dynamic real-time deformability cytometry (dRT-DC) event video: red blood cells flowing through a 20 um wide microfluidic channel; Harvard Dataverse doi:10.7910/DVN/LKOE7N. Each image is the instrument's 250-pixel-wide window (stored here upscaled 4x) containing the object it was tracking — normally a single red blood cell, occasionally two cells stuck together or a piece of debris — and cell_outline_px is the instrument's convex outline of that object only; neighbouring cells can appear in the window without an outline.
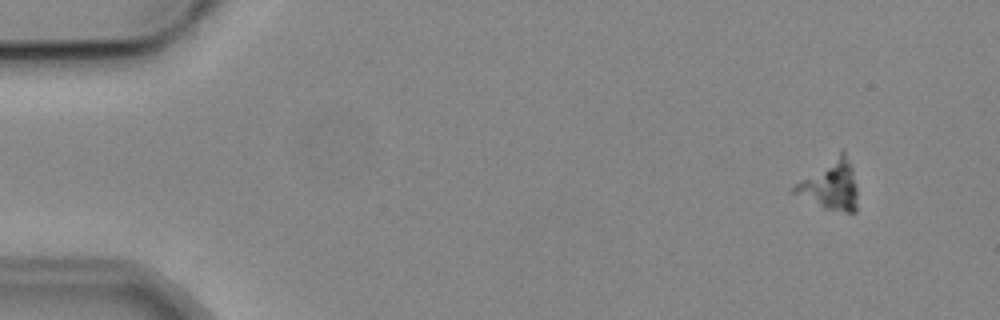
{"species": "common noctule bat (a hibernating species)", "species_latin": "Nyctalus noctula", "temperature_condition": "cold", "stored_images_in_passage": 9, "camera_frame_rate_fps": 3000, "um_per_image_px": 0.085, "animal": {"sex": "male", "body_mass_g": 19.2, "forearm_length_mm": 51.8}, "frame": {"image": 1, "passage_image": 1, "time_ms": 0.0, "image_size_px": [1000, 320], "cell_outline_px": [[856, 212], [848, 212], [824, 208], [792, 192], [792, 188], [796, 184], [840, 148], [844, 152], [852, 168], [856, 188]], "centroid_in_image_um": [70.59, 15.69], "position_along_channel_um": 14.4, "area_um2": 18.03}}
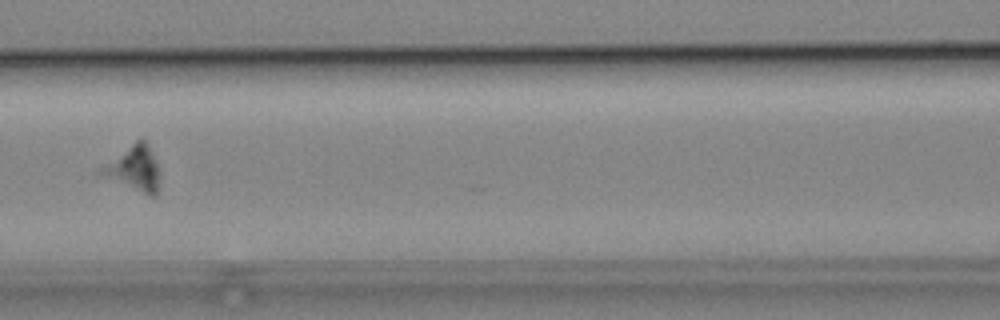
{"frame": {"image": 2, "passage_image": 7, "time_ms": 7.0, "image_size_px": [1000, 320], "cell_outline_px": [[156, 192], [152, 196], [148, 196], [96, 172], [140, 136], [148, 144], [156, 164]], "centroid_in_image_um": [11.36, 14.28], "position_along_channel_um": 155.2, "area_um2": 14.45}}
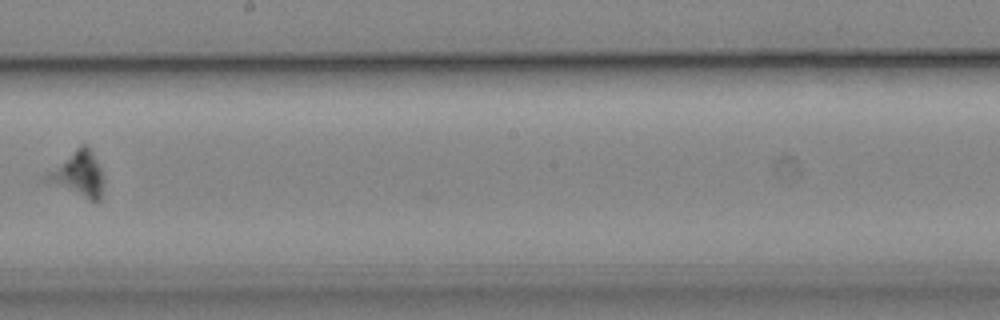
{"frame": {"image": 3, "passage_image": 9, "time_ms": 9.333, "image_size_px": [1000, 320], "cell_outline_px": [[104, 180], [100, 200], [88, 200], [44, 180], [40, 176], [80, 144], [84, 144], [92, 152], [100, 168]], "centroid_in_image_um": [6.6, 14.79], "position_along_channel_um": 241.6, "area_um2": 15.14}}